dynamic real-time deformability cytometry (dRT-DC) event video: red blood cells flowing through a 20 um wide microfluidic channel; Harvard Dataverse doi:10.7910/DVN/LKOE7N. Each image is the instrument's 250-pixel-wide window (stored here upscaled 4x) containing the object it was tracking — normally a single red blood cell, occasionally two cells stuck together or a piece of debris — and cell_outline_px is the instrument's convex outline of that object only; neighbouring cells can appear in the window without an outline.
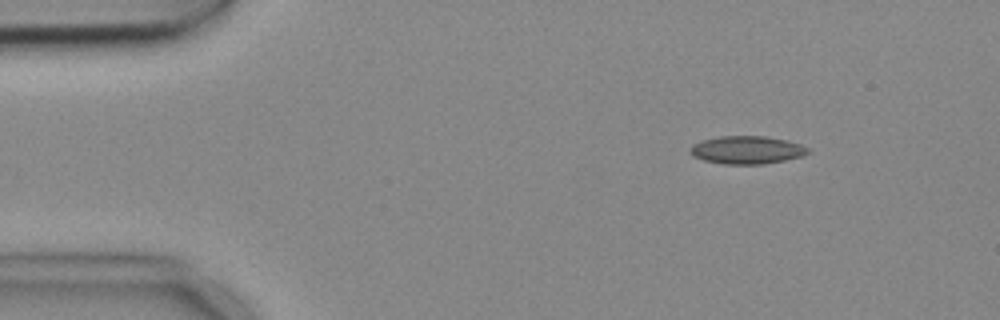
{"species": "common noctule bat (a hibernating species)", "species_latin": "Nyctalus noctula", "temperature_condition": "cold", "stored_images_in_passage": 3, "camera_frame_rate_fps": 3000, "um_per_image_px": 0.085, "animal": {"sex": "female", "body_mass_g": 18.4}, "frame": {"image": 1, "passage_image": 1, "time_ms": 0.0, "image_size_px": [1000, 320], "cell_outline_px": [[812, 152], [804, 156], [764, 164], [724, 164], [704, 160], [692, 156], [688, 152], [688, 148], [692, 144], [700, 140], [720, 136], [764, 136], [788, 140], [800, 144], [808, 148]], "centroid_in_image_um": [63.47, 12.74], "position_along_channel_um": 21.5, "area_um2": 19.48}}
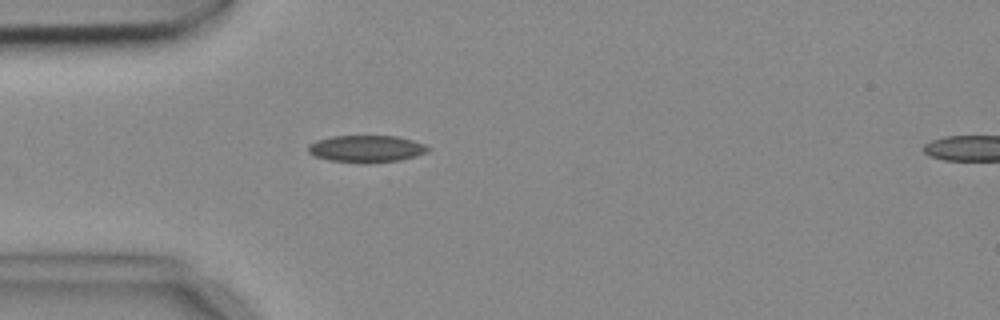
{"frame": {"image": 2, "passage_image": 3, "time_ms": 0.667, "image_size_px": [1000, 320], "cell_outline_px": [[432, 148], [428, 152], [416, 156], [400, 160], [328, 160], [316, 156], [308, 152], [308, 144], [316, 140], [332, 136], [396, 136], [412, 140], [424, 144]], "centroid_in_image_um": [31.16, 12.59], "position_along_channel_um": 53.8, "area_um2": 18.03}}